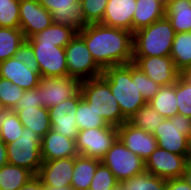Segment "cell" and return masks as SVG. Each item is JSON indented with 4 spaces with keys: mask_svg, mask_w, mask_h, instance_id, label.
<instances>
[{
    "mask_svg": "<svg viewBox=\"0 0 191 190\" xmlns=\"http://www.w3.org/2000/svg\"><path fill=\"white\" fill-rule=\"evenodd\" d=\"M78 34L102 70L133 62L132 32L101 23H92L87 24Z\"/></svg>",
    "mask_w": 191,
    "mask_h": 190,
    "instance_id": "1",
    "label": "cell"
},
{
    "mask_svg": "<svg viewBox=\"0 0 191 190\" xmlns=\"http://www.w3.org/2000/svg\"><path fill=\"white\" fill-rule=\"evenodd\" d=\"M101 77L109 84L127 121L147 103L139 91L138 67L133 62L105 68Z\"/></svg>",
    "mask_w": 191,
    "mask_h": 190,
    "instance_id": "2",
    "label": "cell"
},
{
    "mask_svg": "<svg viewBox=\"0 0 191 190\" xmlns=\"http://www.w3.org/2000/svg\"><path fill=\"white\" fill-rule=\"evenodd\" d=\"M175 30L165 16L133 32V57L170 56Z\"/></svg>",
    "mask_w": 191,
    "mask_h": 190,
    "instance_id": "3",
    "label": "cell"
},
{
    "mask_svg": "<svg viewBox=\"0 0 191 190\" xmlns=\"http://www.w3.org/2000/svg\"><path fill=\"white\" fill-rule=\"evenodd\" d=\"M82 99L99 114L107 124L121 126L127 120L110 90L109 84L100 76L81 81Z\"/></svg>",
    "mask_w": 191,
    "mask_h": 190,
    "instance_id": "4",
    "label": "cell"
},
{
    "mask_svg": "<svg viewBox=\"0 0 191 190\" xmlns=\"http://www.w3.org/2000/svg\"><path fill=\"white\" fill-rule=\"evenodd\" d=\"M41 137L24 127L22 135L6 144L8 163L28 169L37 175L42 165Z\"/></svg>",
    "mask_w": 191,
    "mask_h": 190,
    "instance_id": "5",
    "label": "cell"
},
{
    "mask_svg": "<svg viewBox=\"0 0 191 190\" xmlns=\"http://www.w3.org/2000/svg\"><path fill=\"white\" fill-rule=\"evenodd\" d=\"M191 134V118L176 114L165 118L153 133L158 147L171 153L186 156L187 137Z\"/></svg>",
    "mask_w": 191,
    "mask_h": 190,
    "instance_id": "6",
    "label": "cell"
},
{
    "mask_svg": "<svg viewBox=\"0 0 191 190\" xmlns=\"http://www.w3.org/2000/svg\"><path fill=\"white\" fill-rule=\"evenodd\" d=\"M118 138V128L107 124L102 128L80 130L75 139L78 155L102 160Z\"/></svg>",
    "mask_w": 191,
    "mask_h": 190,
    "instance_id": "7",
    "label": "cell"
},
{
    "mask_svg": "<svg viewBox=\"0 0 191 190\" xmlns=\"http://www.w3.org/2000/svg\"><path fill=\"white\" fill-rule=\"evenodd\" d=\"M68 75L80 81L100 77L103 70L93 60L83 38L77 33L64 47Z\"/></svg>",
    "mask_w": 191,
    "mask_h": 190,
    "instance_id": "8",
    "label": "cell"
},
{
    "mask_svg": "<svg viewBox=\"0 0 191 190\" xmlns=\"http://www.w3.org/2000/svg\"><path fill=\"white\" fill-rule=\"evenodd\" d=\"M101 162L110 169L119 183L146 171L145 161L127 149L119 138Z\"/></svg>",
    "mask_w": 191,
    "mask_h": 190,
    "instance_id": "9",
    "label": "cell"
},
{
    "mask_svg": "<svg viewBox=\"0 0 191 190\" xmlns=\"http://www.w3.org/2000/svg\"><path fill=\"white\" fill-rule=\"evenodd\" d=\"M81 81L73 76L40 77L36 91L44 108H51L72 98L80 91Z\"/></svg>",
    "mask_w": 191,
    "mask_h": 190,
    "instance_id": "10",
    "label": "cell"
},
{
    "mask_svg": "<svg viewBox=\"0 0 191 190\" xmlns=\"http://www.w3.org/2000/svg\"><path fill=\"white\" fill-rule=\"evenodd\" d=\"M39 65L41 77H63L68 75L65 49L55 44L29 42Z\"/></svg>",
    "mask_w": 191,
    "mask_h": 190,
    "instance_id": "11",
    "label": "cell"
},
{
    "mask_svg": "<svg viewBox=\"0 0 191 190\" xmlns=\"http://www.w3.org/2000/svg\"><path fill=\"white\" fill-rule=\"evenodd\" d=\"M82 100V92L67 99L56 106L48 108L51 129L65 137L76 139L79 133L75 115L79 102Z\"/></svg>",
    "mask_w": 191,
    "mask_h": 190,
    "instance_id": "12",
    "label": "cell"
},
{
    "mask_svg": "<svg viewBox=\"0 0 191 190\" xmlns=\"http://www.w3.org/2000/svg\"><path fill=\"white\" fill-rule=\"evenodd\" d=\"M52 15V23L72 28L76 33L87 23L82 15L80 0H38Z\"/></svg>",
    "mask_w": 191,
    "mask_h": 190,
    "instance_id": "13",
    "label": "cell"
},
{
    "mask_svg": "<svg viewBox=\"0 0 191 190\" xmlns=\"http://www.w3.org/2000/svg\"><path fill=\"white\" fill-rule=\"evenodd\" d=\"M186 161V156L157 147L145 161V170L165 180L178 178L184 173Z\"/></svg>",
    "mask_w": 191,
    "mask_h": 190,
    "instance_id": "14",
    "label": "cell"
},
{
    "mask_svg": "<svg viewBox=\"0 0 191 190\" xmlns=\"http://www.w3.org/2000/svg\"><path fill=\"white\" fill-rule=\"evenodd\" d=\"M133 63L160 86L175 84L181 75L170 56L133 57Z\"/></svg>",
    "mask_w": 191,
    "mask_h": 190,
    "instance_id": "15",
    "label": "cell"
},
{
    "mask_svg": "<svg viewBox=\"0 0 191 190\" xmlns=\"http://www.w3.org/2000/svg\"><path fill=\"white\" fill-rule=\"evenodd\" d=\"M20 30L26 39L43 31L52 24V15L38 0H20Z\"/></svg>",
    "mask_w": 191,
    "mask_h": 190,
    "instance_id": "16",
    "label": "cell"
},
{
    "mask_svg": "<svg viewBox=\"0 0 191 190\" xmlns=\"http://www.w3.org/2000/svg\"><path fill=\"white\" fill-rule=\"evenodd\" d=\"M118 138L127 149L146 161L158 147L157 140L152 133L140 129L126 121L118 126Z\"/></svg>",
    "mask_w": 191,
    "mask_h": 190,
    "instance_id": "17",
    "label": "cell"
},
{
    "mask_svg": "<svg viewBox=\"0 0 191 190\" xmlns=\"http://www.w3.org/2000/svg\"><path fill=\"white\" fill-rule=\"evenodd\" d=\"M75 157L43 161L37 177L44 186L63 188L71 186Z\"/></svg>",
    "mask_w": 191,
    "mask_h": 190,
    "instance_id": "18",
    "label": "cell"
},
{
    "mask_svg": "<svg viewBox=\"0 0 191 190\" xmlns=\"http://www.w3.org/2000/svg\"><path fill=\"white\" fill-rule=\"evenodd\" d=\"M136 0H108L101 24L133 33Z\"/></svg>",
    "mask_w": 191,
    "mask_h": 190,
    "instance_id": "19",
    "label": "cell"
},
{
    "mask_svg": "<svg viewBox=\"0 0 191 190\" xmlns=\"http://www.w3.org/2000/svg\"><path fill=\"white\" fill-rule=\"evenodd\" d=\"M0 77L10 80L24 90L34 89L39 85V71L30 70L24 63L11 57L0 62Z\"/></svg>",
    "mask_w": 191,
    "mask_h": 190,
    "instance_id": "20",
    "label": "cell"
},
{
    "mask_svg": "<svg viewBox=\"0 0 191 190\" xmlns=\"http://www.w3.org/2000/svg\"><path fill=\"white\" fill-rule=\"evenodd\" d=\"M75 140L50 129L41 139L42 161L76 157Z\"/></svg>",
    "mask_w": 191,
    "mask_h": 190,
    "instance_id": "21",
    "label": "cell"
},
{
    "mask_svg": "<svg viewBox=\"0 0 191 190\" xmlns=\"http://www.w3.org/2000/svg\"><path fill=\"white\" fill-rule=\"evenodd\" d=\"M166 3L162 0H136L133 32L165 17Z\"/></svg>",
    "mask_w": 191,
    "mask_h": 190,
    "instance_id": "22",
    "label": "cell"
},
{
    "mask_svg": "<svg viewBox=\"0 0 191 190\" xmlns=\"http://www.w3.org/2000/svg\"><path fill=\"white\" fill-rule=\"evenodd\" d=\"M23 127L30 128L41 138L51 129L48 108H14Z\"/></svg>",
    "mask_w": 191,
    "mask_h": 190,
    "instance_id": "23",
    "label": "cell"
},
{
    "mask_svg": "<svg viewBox=\"0 0 191 190\" xmlns=\"http://www.w3.org/2000/svg\"><path fill=\"white\" fill-rule=\"evenodd\" d=\"M165 16L176 33L191 32V0H169Z\"/></svg>",
    "mask_w": 191,
    "mask_h": 190,
    "instance_id": "24",
    "label": "cell"
},
{
    "mask_svg": "<svg viewBox=\"0 0 191 190\" xmlns=\"http://www.w3.org/2000/svg\"><path fill=\"white\" fill-rule=\"evenodd\" d=\"M100 160L77 155L74 160V171L71 187L74 190H89Z\"/></svg>",
    "mask_w": 191,
    "mask_h": 190,
    "instance_id": "25",
    "label": "cell"
},
{
    "mask_svg": "<svg viewBox=\"0 0 191 190\" xmlns=\"http://www.w3.org/2000/svg\"><path fill=\"white\" fill-rule=\"evenodd\" d=\"M170 57L181 73L191 68V32L175 34Z\"/></svg>",
    "mask_w": 191,
    "mask_h": 190,
    "instance_id": "26",
    "label": "cell"
},
{
    "mask_svg": "<svg viewBox=\"0 0 191 190\" xmlns=\"http://www.w3.org/2000/svg\"><path fill=\"white\" fill-rule=\"evenodd\" d=\"M148 103L164 118L177 114L176 83L161 86L154 98Z\"/></svg>",
    "mask_w": 191,
    "mask_h": 190,
    "instance_id": "27",
    "label": "cell"
},
{
    "mask_svg": "<svg viewBox=\"0 0 191 190\" xmlns=\"http://www.w3.org/2000/svg\"><path fill=\"white\" fill-rule=\"evenodd\" d=\"M76 34L72 28L52 23L48 28L26 40L28 42L55 44L57 47L64 48Z\"/></svg>",
    "mask_w": 191,
    "mask_h": 190,
    "instance_id": "28",
    "label": "cell"
},
{
    "mask_svg": "<svg viewBox=\"0 0 191 190\" xmlns=\"http://www.w3.org/2000/svg\"><path fill=\"white\" fill-rule=\"evenodd\" d=\"M33 176L28 169L7 163L0 168V190H18Z\"/></svg>",
    "mask_w": 191,
    "mask_h": 190,
    "instance_id": "29",
    "label": "cell"
},
{
    "mask_svg": "<svg viewBox=\"0 0 191 190\" xmlns=\"http://www.w3.org/2000/svg\"><path fill=\"white\" fill-rule=\"evenodd\" d=\"M25 40L20 28L0 27V62L14 57Z\"/></svg>",
    "mask_w": 191,
    "mask_h": 190,
    "instance_id": "30",
    "label": "cell"
},
{
    "mask_svg": "<svg viewBox=\"0 0 191 190\" xmlns=\"http://www.w3.org/2000/svg\"><path fill=\"white\" fill-rule=\"evenodd\" d=\"M23 124L13 110H4L0 116V139L9 144L23 133Z\"/></svg>",
    "mask_w": 191,
    "mask_h": 190,
    "instance_id": "31",
    "label": "cell"
},
{
    "mask_svg": "<svg viewBox=\"0 0 191 190\" xmlns=\"http://www.w3.org/2000/svg\"><path fill=\"white\" fill-rule=\"evenodd\" d=\"M125 190H166V180L147 171L119 183Z\"/></svg>",
    "mask_w": 191,
    "mask_h": 190,
    "instance_id": "32",
    "label": "cell"
},
{
    "mask_svg": "<svg viewBox=\"0 0 191 190\" xmlns=\"http://www.w3.org/2000/svg\"><path fill=\"white\" fill-rule=\"evenodd\" d=\"M162 117L150 103H146L142 106L136 114L128 120L132 125L137 128L144 129L148 133H154L159 127L160 123L164 121Z\"/></svg>",
    "mask_w": 191,
    "mask_h": 190,
    "instance_id": "33",
    "label": "cell"
},
{
    "mask_svg": "<svg viewBox=\"0 0 191 190\" xmlns=\"http://www.w3.org/2000/svg\"><path fill=\"white\" fill-rule=\"evenodd\" d=\"M75 119L79 131L91 128H102L107 125L106 121L90 108L83 99L78 104Z\"/></svg>",
    "mask_w": 191,
    "mask_h": 190,
    "instance_id": "34",
    "label": "cell"
},
{
    "mask_svg": "<svg viewBox=\"0 0 191 190\" xmlns=\"http://www.w3.org/2000/svg\"><path fill=\"white\" fill-rule=\"evenodd\" d=\"M24 91L10 80L0 77V106L4 110H13L22 98Z\"/></svg>",
    "mask_w": 191,
    "mask_h": 190,
    "instance_id": "35",
    "label": "cell"
},
{
    "mask_svg": "<svg viewBox=\"0 0 191 190\" xmlns=\"http://www.w3.org/2000/svg\"><path fill=\"white\" fill-rule=\"evenodd\" d=\"M20 0H0V27L20 28Z\"/></svg>",
    "mask_w": 191,
    "mask_h": 190,
    "instance_id": "36",
    "label": "cell"
},
{
    "mask_svg": "<svg viewBox=\"0 0 191 190\" xmlns=\"http://www.w3.org/2000/svg\"><path fill=\"white\" fill-rule=\"evenodd\" d=\"M178 114L191 118V83L181 74L176 82Z\"/></svg>",
    "mask_w": 191,
    "mask_h": 190,
    "instance_id": "37",
    "label": "cell"
},
{
    "mask_svg": "<svg viewBox=\"0 0 191 190\" xmlns=\"http://www.w3.org/2000/svg\"><path fill=\"white\" fill-rule=\"evenodd\" d=\"M108 0H80L82 15L87 24L100 23Z\"/></svg>",
    "mask_w": 191,
    "mask_h": 190,
    "instance_id": "38",
    "label": "cell"
},
{
    "mask_svg": "<svg viewBox=\"0 0 191 190\" xmlns=\"http://www.w3.org/2000/svg\"><path fill=\"white\" fill-rule=\"evenodd\" d=\"M119 182L102 162L97 166L89 190H112Z\"/></svg>",
    "mask_w": 191,
    "mask_h": 190,
    "instance_id": "39",
    "label": "cell"
},
{
    "mask_svg": "<svg viewBox=\"0 0 191 190\" xmlns=\"http://www.w3.org/2000/svg\"><path fill=\"white\" fill-rule=\"evenodd\" d=\"M138 86L140 93L147 103L154 98L161 87L149 78L140 68H138Z\"/></svg>",
    "mask_w": 191,
    "mask_h": 190,
    "instance_id": "40",
    "label": "cell"
},
{
    "mask_svg": "<svg viewBox=\"0 0 191 190\" xmlns=\"http://www.w3.org/2000/svg\"><path fill=\"white\" fill-rule=\"evenodd\" d=\"M14 57L24 63L30 70L39 71V65L35 59L32 45L27 40L21 44Z\"/></svg>",
    "mask_w": 191,
    "mask_h": 190,
    "instance_id": "41",
    "label": "cell"
},
{
    "mask_svg": "<svg viewBox=\"0 0 191 190\" xmlns=\"http://www.w3.org/2000/svg\"><path fill=\"white\" fill-rule=\"evenodd\" d=\"M43 107L36 88L25 90L15 108Z\"/></svg>",
    "mask_w": 191,
    "mask_h": 190,
    "instance_id": "42",
    "label": "cell"
},
{
    "mask_svg": "<svg viewBox=\"0 0 191 190\" xmlns=\"http://www.w3.org/2000/svg\"><path fill=\"white\" fill-rule=\"evenodd\" d=\"M166 190H191V187L183 177H178L166 180Z\"/></svg>",
    "mask_w": 191,
    "mask_h": 190,
    "instance_id": "43",
    "label": "cell"
},
{
    "mask_svg": "<svg viewBox=\"0 0 191 190\" xmlns=\"http://www.w3.org/2000/svg\"><path fill=\"white\" fill-rule=\"evenodd\" d=\"M18 190H44L41 180L35 175Z\"/></svg>",
    "mask_w": 191,
    "mask_h": 190,
    "instance_id": "44",
    "label": "cell"
},
{
    "mask_svg": "<svg viewBox=\"0 0 191 190\" xmlns=\"http://www.w3.org/2000/svg\"><path fill=\"white\" fill-rule=\"evenodd\" d=\"M7 163H8V159H7V146L0 139V168H2Z\"/></svg>",
    "mask_w": 191,
    "mask_h": 190,
    "instance_id": "45",
    "label": "cell"
},
{
    "mask_svg": "<svg viewBox=\"0 0 191 190\" xmlns=\"http://www.w3.org/2000/svg\"><path fill=\"white\" fill-rule=\"evenodd\" d=\"M182 177L191 187V161H186V165H185V169H184V173Z\"/></svg>",
    "mask_w": 191,
    "mask_h": 190,
    "instance_id": "46",
    "label": "cell"
},
{
    "mask_svg": "<svg viewBox=\"0 0 191 190\" xmlns=\"http://www.w3.org/2000/svg\"><path fill=\"white\" fill-rule=\"evenodd\" d=\"M186 159L191 161V134L187 137Z\"/></svg>",
    "mask_w": 191,
    "mask_h": 190,
    "instance_id": "47",
    "label": "cell"
},
{
    "mask_svg": "<svg viewBox=\"0 0 191 190\" xmlns=\"http://www.w3.org/2000/svg\"><path fill=\"white\" fill-rule=\"evenodd\" d=\"M44 190H74L71 186H66L63 188H52L48 186H44Z\"/></svg>",
    "mask_w": 191,
    "mask_h": 190,
    "instance_id": "48",
    "label": "cell"
},
{
    "mask_svg": "<svg viewBox=\"0 0 191 190\" xmlns=\"http://www.w3.org/2000/svg\"><path fill=\"white\" fill-rule=\"evenodd\" d=\"M181 74L191 83V68Z\"/></svg>",
    "mask_w": 191,
    "mask_h": 190,
    "instance_id": "49",
    "label": "cell"
},
{
    "mask_svg": "<svg viewBox=\"0 0 191 190\" xmlns=\"http://www.w3.org/2000/svg\"><path fill=\"white\" fill-rule=\"evenodd\" d=\"M112 190H125L119 183Z\"/></svg>",
    "mask_w": 191,
    "mask_h": 190,
    "instance_id": "50",
    "label": "cell"
},
{
    "mask_svg": "<svg viewBox=\"0 0 191 190\" xmlns=\"http://www.w3.org/2000/svg\"><path fill=\"white\" fill-rule=\"evenodd\" d=\"M3 111H4V109L0 106V116H1Z\"/></svg>",
    "mask_w": 191,
    "mask_h": 190,
    "instance_id": "51",
    "label": "cell"
}]
</instances>
